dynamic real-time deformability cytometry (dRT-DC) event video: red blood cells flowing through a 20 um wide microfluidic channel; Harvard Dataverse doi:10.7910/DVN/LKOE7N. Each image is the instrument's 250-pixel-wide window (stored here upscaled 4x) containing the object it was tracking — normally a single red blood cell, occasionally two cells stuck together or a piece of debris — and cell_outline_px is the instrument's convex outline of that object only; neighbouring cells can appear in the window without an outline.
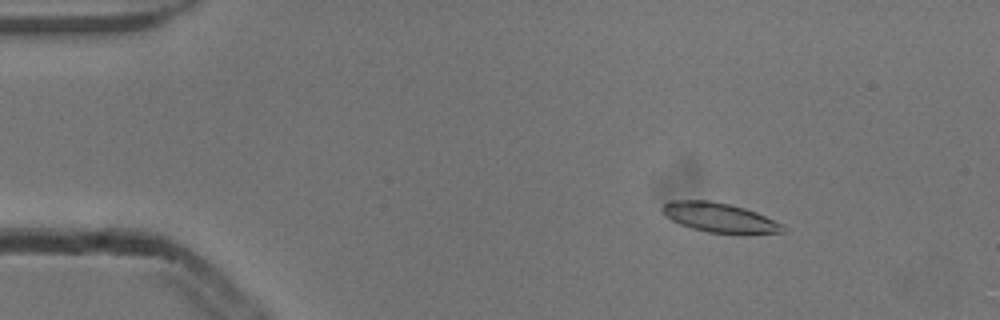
{"species": "common noctule bat (a hibernating species)", "species_latin": "Nyctalus noctula", "temperature_condition": "cold", "stored_images_in_passage": 5, "camera_frame_rate_fps": 3000, "um_per_image_px": 0.085, "animal": {"sex": "male", "body_mass_g": 13.3}, "frame": {"image": 1, "passage_image": 3, "time_ms": 0.667, "image_size_px": [1000, 320], "cell_outline_px": [[784, 232], [708, 232], [692, 228], [680, 224], [664, 216], [660, 208], [668, 200], [708, 200], [728, 204], [744, 208], [756, 212], [784, 224]], "centroid_in_image_um": [61.07, 18.46], "position_along_channel_um": 23.9, "area_um2": 20.23}}